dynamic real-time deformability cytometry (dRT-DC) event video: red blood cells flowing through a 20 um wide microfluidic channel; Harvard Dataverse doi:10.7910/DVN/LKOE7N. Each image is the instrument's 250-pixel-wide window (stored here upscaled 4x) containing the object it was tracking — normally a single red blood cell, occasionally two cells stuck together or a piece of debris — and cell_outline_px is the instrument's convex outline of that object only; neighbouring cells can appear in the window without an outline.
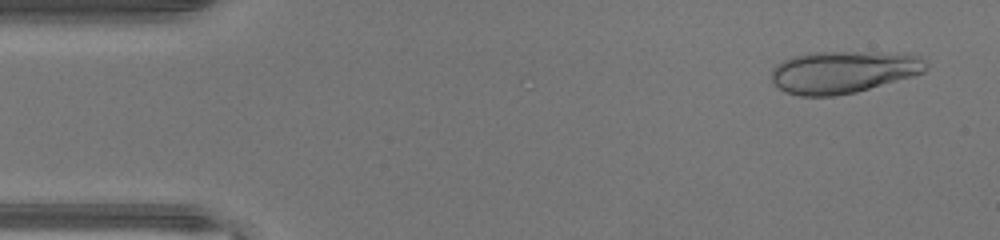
{"species": "human", "species_latin": "Homo sapiens", "temperature_condition": "warm", "stored_images_in_passage": 44, "camera_frame_rate_fps": 3000, "um_per_image_px": 0.085, "donor": {"sex": "male"}, "frame": {"image": 1, "passage_image": 2, "time_ms": 0.333, "image_size_px": [1000, 240], "cell_outline_px": [[928, 68], [924, 72], [912, 76], [856, 92], [836, 96], [800, 96], [784, 92], [772, 80], [772, 68], [776, 64], [792, 56], [812, 52], [904, 52], [920, 56], [928, 64]], "centroid_in_image_um": [71.7, 6.1], "position_along_channel_um": 13.3, "area_um2": 38.38}}
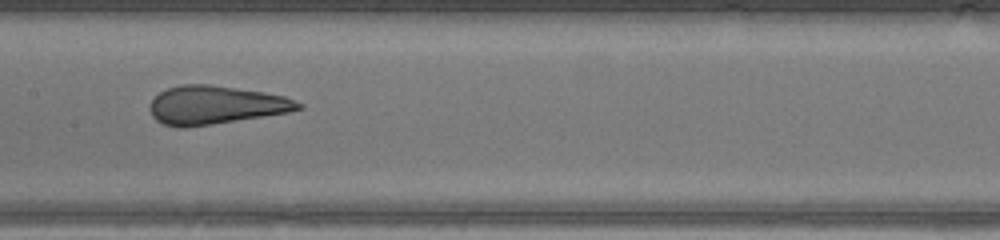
{"frame": {"image": 2, "passage_image": 21, "time_ms": 6.667, "image_size_px": [1000, 240], "cell_outline_px": [[304, 108], [288, 112], [212, 124], [184, 128], [180, 128], [164, 124], [156, 120], [152, 116], [148, 108], [152, 100], [160, 92], [168, 88], [180, 84], [208, 84], [264, 92], [284, 96], [304, 104]], "centroid_in_image_um": [18.3, 8.93], "position_along_channel_um": 189.1, "area_um2": 33.12}}
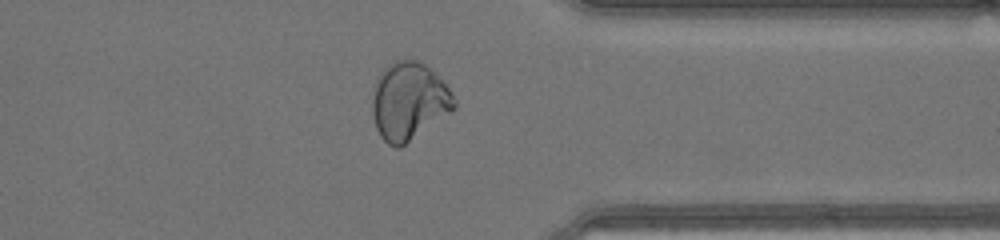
{"frame": {"image": 3, "passage_image": 34, "time_ms": 11.0, "image_size_px": [1000, 240], "cell_outline_px": [[456, 108], [400, 148], [396, 148], [388, 144], [380, 136], [376, 128], [372, 112], [372, 100], [376, 80], [380, 72], [392, 60], [420, 60], [432, 68], [448, 88], [456, 100]], "centroid_in_image_um": [34.75, 8.58], "position_along_channel_um": 376.6, "area_um2": 37.22}}